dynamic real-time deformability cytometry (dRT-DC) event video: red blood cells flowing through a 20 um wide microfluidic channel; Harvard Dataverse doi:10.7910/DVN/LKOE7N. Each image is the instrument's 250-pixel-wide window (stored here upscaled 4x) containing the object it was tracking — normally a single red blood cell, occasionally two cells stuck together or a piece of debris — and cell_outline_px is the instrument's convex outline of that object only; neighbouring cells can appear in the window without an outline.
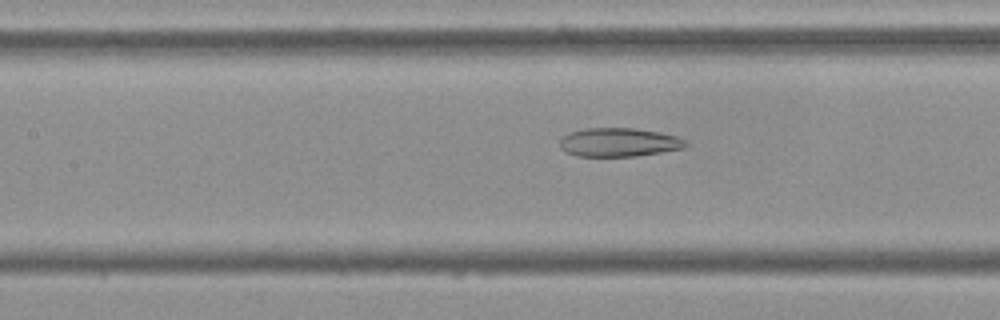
{"species": "Egyptian fruit bat (a non-hibernating species)", "species_latin": "Rousettus aegyptiacus", "temperature_condition": "cold", "stored_images_in_passage": 53, "camera_frame_rate_fps": 3000, "um_per_image_px": 0.085, "frame": {"image": 1, "passage_image": 23, "time_ms": 7.333, "image_size_px": [1000, 320], "cell_outline_px": [[688, 144], [684, 148], [636, 156], [576, 156], [564, 152], [560, 148], [560, 140], [568, 132], [584, 128], [636, 128], [660, 132], [676, 136], [684, 140]], "centroid_in_image_um": [52.57, 12.09], "position_along_channel_um": 154.8, "area_um2": 21.15}}
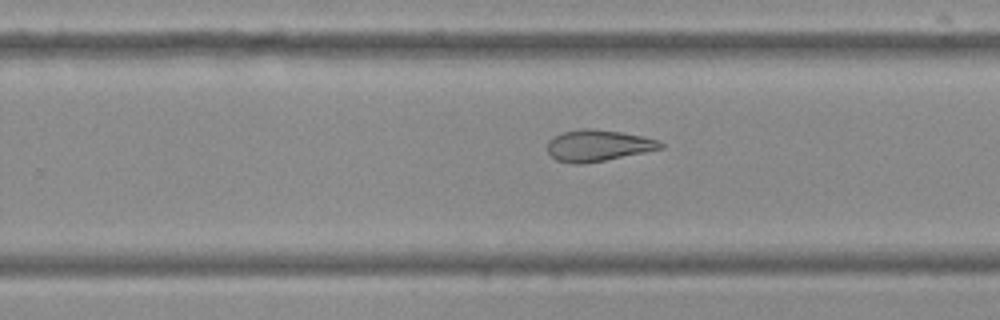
{"frame": {"image": 2, "passage_image": 33, "time_ms": 10.667, "image_size_px": [1000, 320], "cell_outline_px": [[664, 148], [584, 164], [572, 164], [556, 160], [548, 152], [548, 140], [552, 136], [564, 132], [580, 128], [592, 128], [620, 132], [644, 136], [656, 140], [664, 144]], "centroid_in_image_um": [50.8, 12.36], "position_along_channel_um": 279.0, "area_um2": 20.69}}
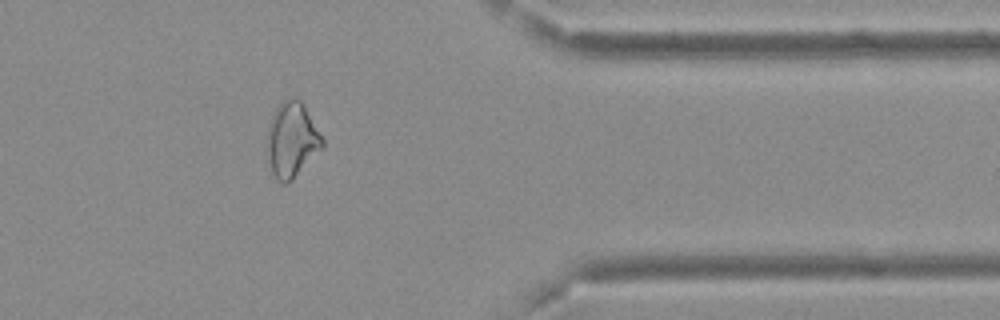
{"frame": {"image": 3, "passage_image": 43, "time_ms": 14.0, "image_size_px": [1000, 320], "cell_outline_px": [[324, 148], [288, 184], [280, 184], [276, 180], [272, 172], [268, 156], [268, 124], [272, 112], [284, 100], [296, 96], [304, 104], [324, 140]], "centroid_in_image_um": [24.82, 11.9], "position_along_channel_um": 386.6, "area_um2": 24.39}, "authors_computed_cell_mechanics": {"area_um2": 24.9696, "velocity_mm_per_s": 3.7391, "shape_relaxation_time_tau1_ms": null, "shape_relaxation_time_tau2_ms": 3.264, "deformation_change_tau1": null, "deformation_change_tau2": 0.1117}}